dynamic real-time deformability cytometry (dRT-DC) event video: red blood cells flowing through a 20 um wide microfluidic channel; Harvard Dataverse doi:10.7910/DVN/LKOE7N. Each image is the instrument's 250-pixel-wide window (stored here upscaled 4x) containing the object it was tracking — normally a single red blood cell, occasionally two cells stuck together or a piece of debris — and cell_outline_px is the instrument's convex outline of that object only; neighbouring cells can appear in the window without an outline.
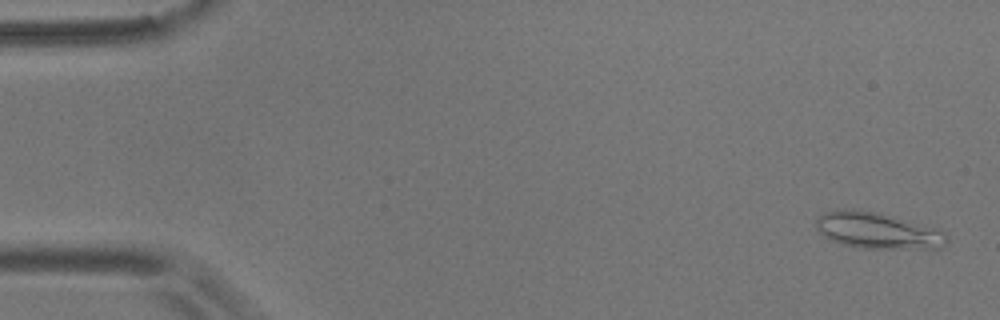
{"species": "common noctule bat (a hibernating species)", "species_latin": "Nyctalus noctula", "temperature_condition": "room temperature", "stored_images_in_passage": 27, "camera_frame_rate_fps": 3000, "um_per_image_px": 0.085, "animal": {"sex": "male", "body_mass_g": 17.9}, "frame": {"image": 1, "passage_image": 2, "time_ms": 0.333, "image_size_px": [1000, 320], "cell_outline_px": [[948, 240], [940, 248], [860, 248], [844, 244], [832, 240], [824, 236], [816, 228], [816, 216], [824, 212], [840, 208], [852, 208], [876, 212], [896, 216], [936, 228], [944, 232]], "centroid_in_image_um": [74.55, 19.57], "position_along_channel_um": 10.4, "area_um2": 27.74}}
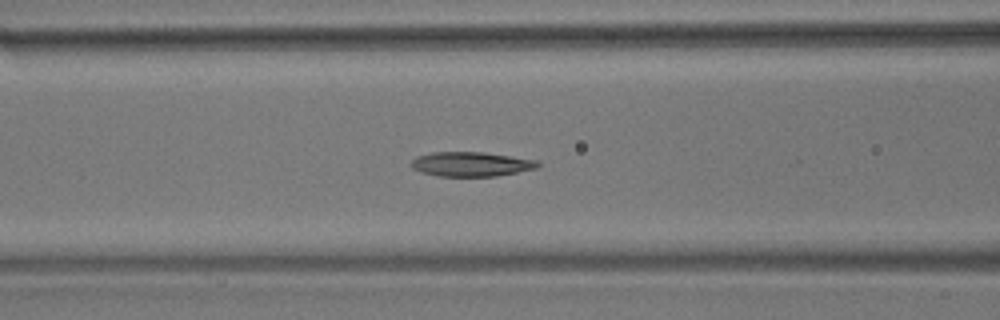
{"frame": {"image": 2, "passage_image": 22, "time_ms": 7.0, "image_size_px": [1000, 320], "cell_outline_px": [[540, 164], [536, 168], [496, 176], [436, 176], [420, 172], [412, 168], [408, 164], [416, 156], [432, 152], [484, 152], [540, 160]], "centroid_in_image_um": [40.01, 13.94], "position_along_channel_um": 126.6, "area_um2": 18.26}}
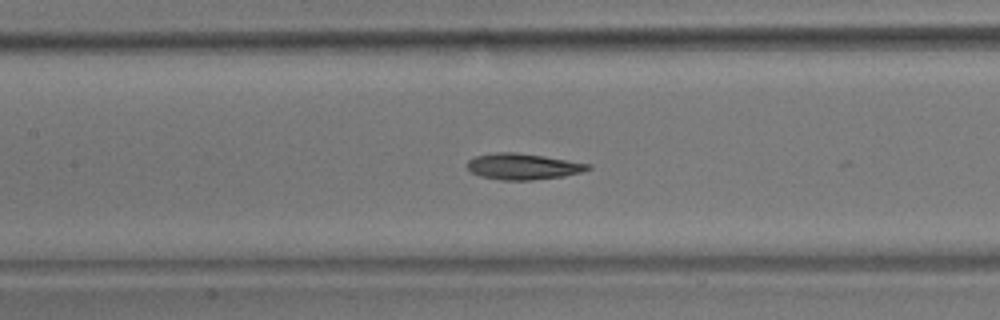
{"frame": {"image": 3, "passage_image": 25, "time_ms": 8.0, "image_size_px": [1000, 320], "cell_outline_px": [[592, 168], [580, 172], [564, 176], [532, 180], [500, 180], [480, 176], [472, 172], [468, 168], [468, 160], [476, 156], [496, 152], [516, 152], [544, 156], [592, 164]], "centroid_in_image_um": [44.47, 14.15], "position_along_channel_um": 162.9, "area_um2": 18.32}}